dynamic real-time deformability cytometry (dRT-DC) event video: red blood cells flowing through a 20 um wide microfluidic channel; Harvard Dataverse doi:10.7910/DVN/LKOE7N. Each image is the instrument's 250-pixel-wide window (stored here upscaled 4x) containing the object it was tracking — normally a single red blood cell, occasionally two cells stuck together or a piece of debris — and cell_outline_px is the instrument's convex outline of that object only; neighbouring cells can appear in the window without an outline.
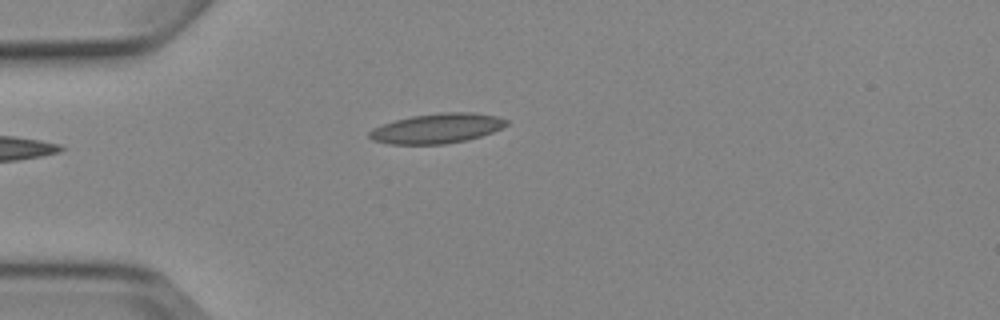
{"species": "Egyptian fruit bat (a non-hibernating species)", "species_latin": "Rousettus aegyptiacus", "temperature_condition": "cold", "stored_images_in_passage": 2, "camera_frame_rate_fps": 3000, "um_per_image_px": 0.085, "animal": {"sex": "female"}, "frame": {"image": 1, "passage_image": 2, "time_ms": 1.333, "image_size_px": [1000, 320], "cell_outline_px": [[508, 124], [492, 132], [468, 140], [444, 144], [388, 144], [372, 140], [368, 136], [368, 132], [372, 128], [396, 120], [412, 116], [440, 112], [476, 112], [496, 116], [508, 120]], "centroid_in_image_um": [37.14, 10.91], "position_along_channel_um": 47.9, "area_um2": 23.87}}